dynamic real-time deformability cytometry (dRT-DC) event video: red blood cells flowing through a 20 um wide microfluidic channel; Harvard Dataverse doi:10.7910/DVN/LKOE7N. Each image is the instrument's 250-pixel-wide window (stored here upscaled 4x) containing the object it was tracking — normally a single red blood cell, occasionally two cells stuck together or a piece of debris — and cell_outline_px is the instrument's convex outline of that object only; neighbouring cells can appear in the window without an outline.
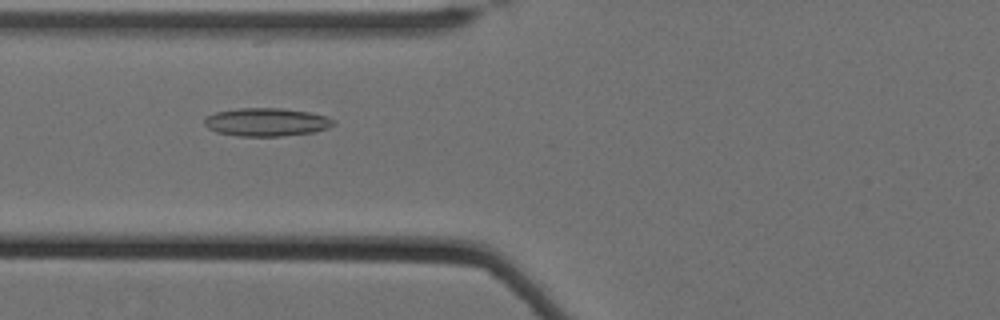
{"species": "Egyptian fruit bat (a non-hibernating species)", "species_latin": "Rousettus aegyptiacus", "temperature_condition": "cold", "stored_images_in_passage": 39, "camera_frame_rate_fps": 3000, "um_per_image_px": 0.085, "animal": {"sex": "female"}, "frame": {"image": 1, "passage_image": 5, "time_ms": 1.333, "image_size_px": [1000, 320], "cell_outline_px": [[336, 124], [328, 128], [312, 132], [280, 136], [236, 136], [216, 132], [208, 128], [204, 124], [204, 120], [208, 116], [216, 112], [236, 108], [280, 108], [308, 112], [328, 116], [336, 120]], "centroid_in_image_um": [22.67, 10.37], "position_along_channel_um": 103.1, "area_um2": 21.27}}
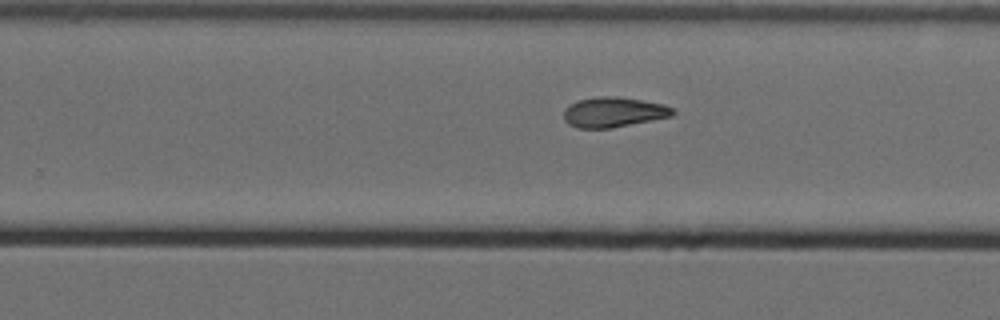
{"frame": {"image": 2, "passage_image": 20, "time_ms": 6.333, "image_size_px": [1000, 320], "cell_outline_px": [[676, 112], [672, 116], [612, 128], [576, 128], [568, 124], [564, 120], [564, 108], [576, 100], [600, 96], [616, 96], [664, 104], [672, 108]], "centroid_in_image_um": [52.12, 9.53], "position_along_channel_um": 277.7, "area_um2": 19.19}}
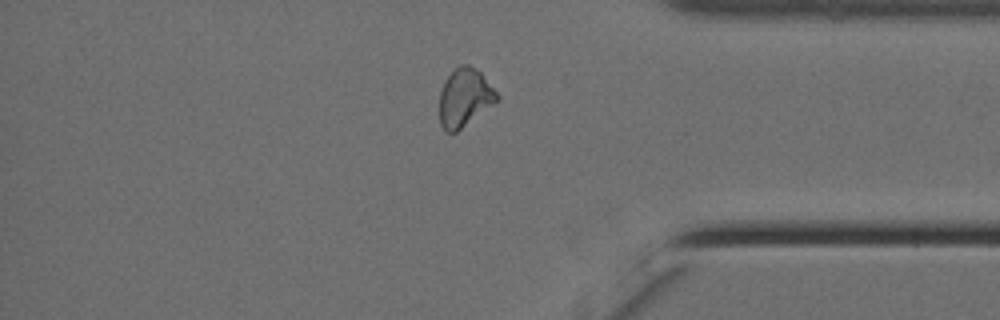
{"frame": {"image": 3, "passage_image": 31, "time_ms": 10.0, "image_size_px": [1000, 320], "cell_outline_px": [[500, 100], [456, 132], [444, 132], [440, 124], [440, 92], [448, 76], [460, 64], [468, 64], [476, 68], [480, 72], [500, 96]], "centroid_in_image_um": [39.51, 8.31], "position_along_channel_um": 395.7, "area_um2": 19.42}}